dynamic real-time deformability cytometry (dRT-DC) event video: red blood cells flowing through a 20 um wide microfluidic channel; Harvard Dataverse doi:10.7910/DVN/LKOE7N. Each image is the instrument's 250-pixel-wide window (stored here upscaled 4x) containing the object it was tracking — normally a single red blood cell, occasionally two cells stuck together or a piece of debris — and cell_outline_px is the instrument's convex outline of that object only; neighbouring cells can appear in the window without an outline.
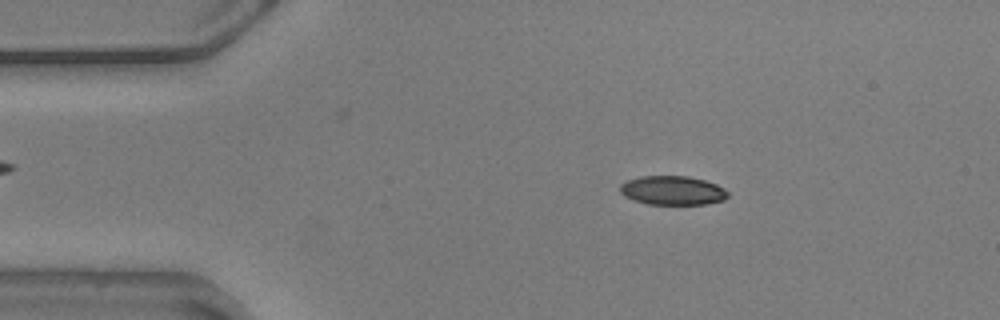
{"species": "common noctule bat (a hibernating species)", "species_latin": "Nyctalus noctula", "temperature_condition": "warm", "stored_images_in_passage": 55, "camera_frame_rate_fps": 3000, "um_per_image_px": 0.085, "animal": {"sex": "male", "body_mass_g": 20.5, "forearm_length_mm": 52.5}, "frame": {"image": 1, "passage_image": 9, "time_ms": 2.667, "image_size_px": [1000, 320], "cell_outline_px": [[728, 196], [724, 200], [704, 204], [648, 204], [632, 200], [624, 196], [620, 192], [620, 184], [628, 180], [640, 176], [688, 176], [704, 180], [716, 184], [724, 188], [728, 192]], "centroid_in_image_um": [57.15, 16.19], "position_along_channel_um": 27.8, "area_um2": 18.26}}
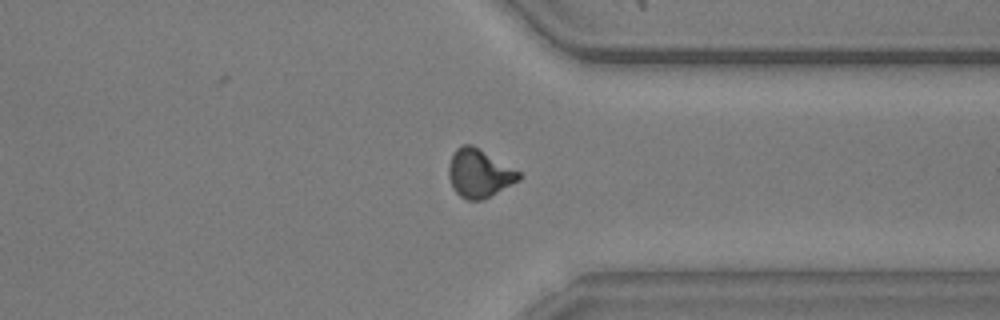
{"frame": {"image": 2, "passage_image": 42, "time_ms": 13.667, "image_size_px": [1000, 320], "cell_outline_px": [[520, 180], [484, 200], [468, 200], [460, 196], [456, 192], [448, 176], [448, 164], [456, 148], [460, 144], [472, 144], [520, 172]], "centroid_in_image_um": [40.72, 14.73], "position_along_channel_um": 370.7, "area_um2": 19.71}}
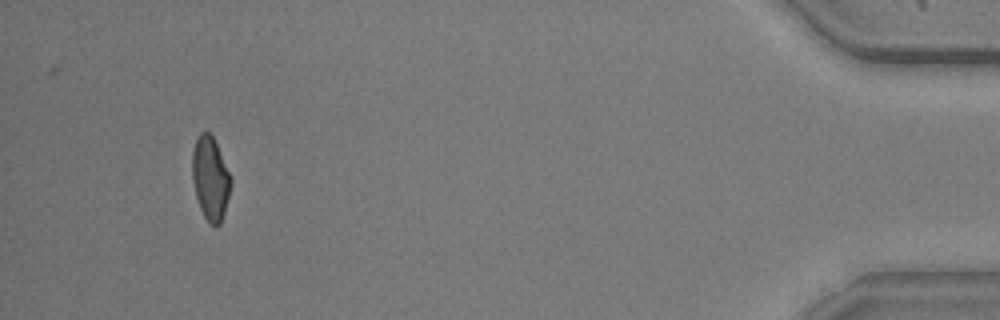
{"frame": {"image": 3, "passage_image": 52, "time_ms": 17.0, "image_size_px": [1000, 320], "cell_outline_px": [[232, 184], [224, 212], [220, 224], [216, 228], [204, 216], [200, 208], [196, 196], [192, 180], [192, 152], [196, 140], [200, 132], [208, 132], [212, 136], [216, 144], [232, 180]], "centroid_in_image_um": [17.87, 15.18], "position_along_channel_um": 417.3, "area_um2": 18.5}, "authors_computed_cell_mechanics": {"area_um2": 19.0162, "velocity_mm_per_s": 3.6076, "shape_relaxation_time_tau1_ms": 9.0007, "shape_relaxation_time_tau2_ms": 1.9342, "deformation_change_tau1": 0.2099, "deformation_change_tau2": 0.0761}}